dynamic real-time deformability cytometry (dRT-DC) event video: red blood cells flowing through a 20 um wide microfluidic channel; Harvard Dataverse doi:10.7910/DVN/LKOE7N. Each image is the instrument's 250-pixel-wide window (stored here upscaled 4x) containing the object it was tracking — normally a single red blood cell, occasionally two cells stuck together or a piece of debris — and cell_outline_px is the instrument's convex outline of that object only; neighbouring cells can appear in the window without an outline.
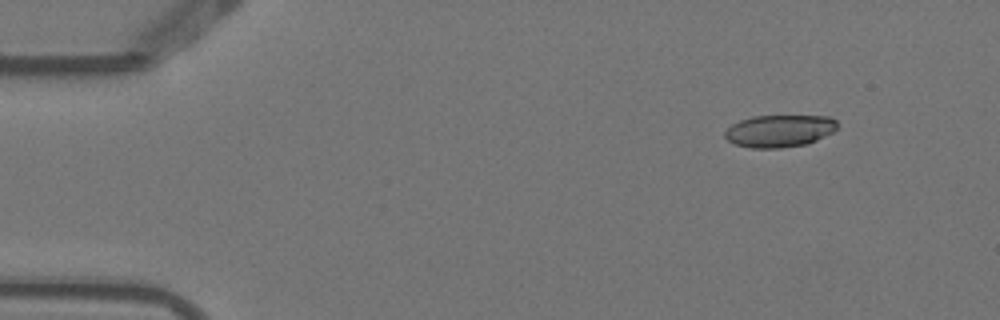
{"species": "Egyptian fruit bat (a non-hibernating species)", "species_latin": "Rousettus aegyptiacus", "temperature_condition": "warm", "stored_images_in_passage": 5, "camera_frame_rate_fps": 3000, "um_per_image_px": 0.085, "animal": {"sex": "female"}, "frame": {"image": 1, "passage_image": 2, "time_ms": 0.333, "image_size_px": [1000, 320], "cell_outline_px": [[836, 128], [832, 132], [808, 144], [780, 148], [752, 148], [736, 144], [728, 140], [724, 136], [724, 132], [732, 124], [740, 120], [752, 116], [832, 116], [836, 120]], "centroid_in_image_um": [66.25, 11.12], "position_along_channel_um": 18.8, "area_um2": 21.1}}
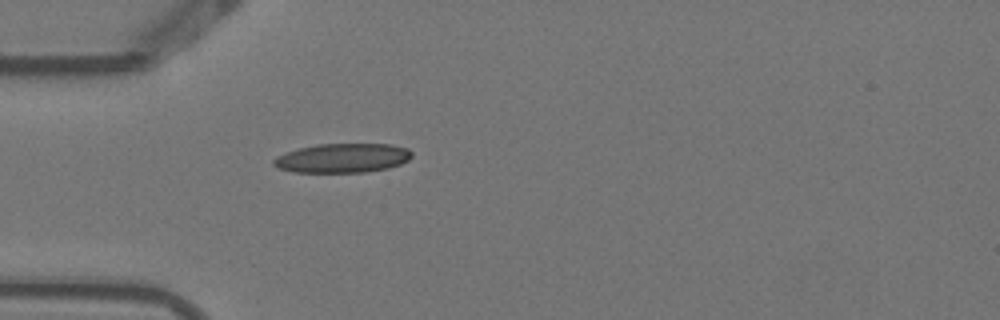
{"frame": {"image": 2, "passage_image": 5, "time_ms": 1.333, "image_size_px": [1000, 320], "cell_outline_px": [[412, 156], [408, 160], [400, 164], [388, 168], [364, 172], [292, 172], [276, 168], [272, 164], [272, 160], [276, 156], [296, 148], [316, 144], [392, 144], [408, 148], [412, 152]], "centroid_in_image_um": [29.08, 13.43], "position_along_channel_um": 55.9, "area_um2": 23.81}}